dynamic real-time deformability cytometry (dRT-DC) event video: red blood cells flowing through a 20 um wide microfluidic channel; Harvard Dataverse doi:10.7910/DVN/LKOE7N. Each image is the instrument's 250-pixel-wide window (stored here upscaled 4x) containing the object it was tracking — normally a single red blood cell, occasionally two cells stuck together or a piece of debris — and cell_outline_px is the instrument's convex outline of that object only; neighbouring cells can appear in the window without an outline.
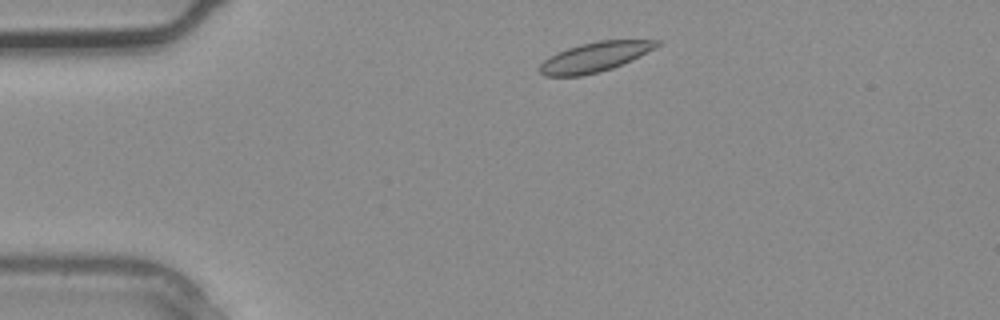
{"species": "common noctule bat (a hibernating species)", "species_latin": "Nyctalus noctula", "temperature_condition": "warm", "stored_images_in_passage": 2, "camera_frame_rate_fps": 3000, "um_per_image_px": 0.085, "animal": {"sex": "male", "body_mass_g": 20.4}, "frame": {"image": 1, "passage_image": 1, "time_ms": 0.0, "image_size_px": [1000, 320], "cell_outline_px": [[660, 44], [612, 68], [600, 72], [580, 76], [544, 76], [540, 72], [540, 64], [544, 60], [556, 52], [580, 44], [600, 40], [660, 40]], "centroid_in_image_um": [50.47, 4.85], "position_along_channel_um": 34.5, "area_um2": 19.71}}
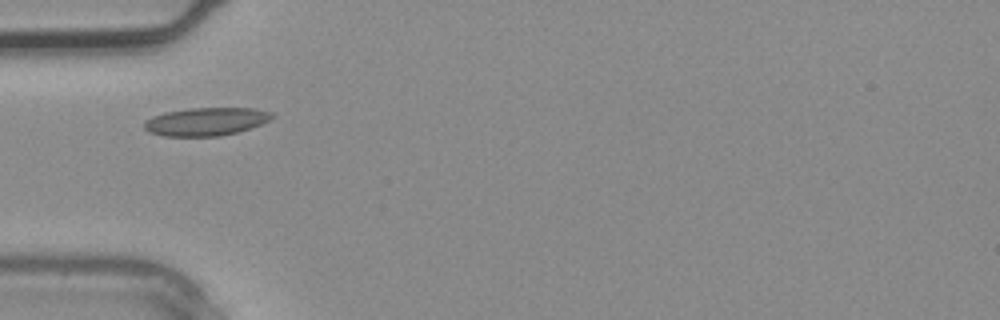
{"frame": {"image": 2, "passage_image": 2, "time_ms": 0.333, "image_size_px": [1000, 320], "cell_outline_px": [[276, 116], [260, 124], [236, 132], [220, 136], [164, 136], [148, 132], [144, 128], [144, 120], [152, 116], [164, 112], [192, 108], [252, 108], [272, 112]], "centroid_in_image_um": [17.47, 10.33], "position_along_channel_um": 67.5, "area_um2": 20.87}}